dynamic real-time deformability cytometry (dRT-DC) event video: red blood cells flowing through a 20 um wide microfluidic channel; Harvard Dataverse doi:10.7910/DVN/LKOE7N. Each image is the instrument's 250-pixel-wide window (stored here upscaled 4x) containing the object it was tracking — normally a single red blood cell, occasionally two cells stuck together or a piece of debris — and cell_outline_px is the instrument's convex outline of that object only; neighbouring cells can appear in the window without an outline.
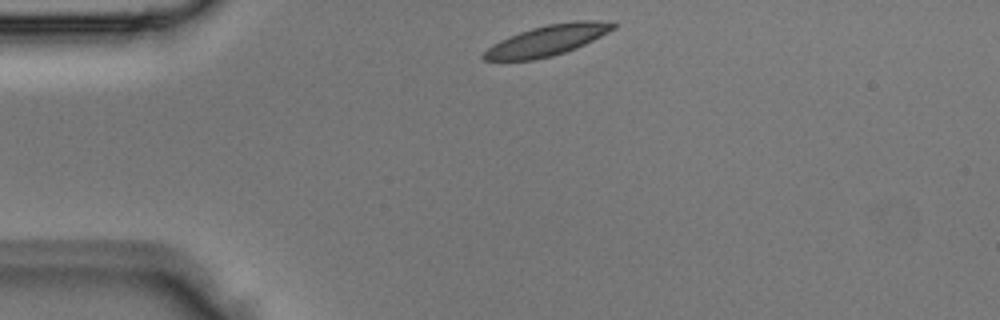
{"species": "Egyptian fruit bat (a non-hibernating species)", "species_latin": "Rousettus aegyptiacus", "temperature_condition": "room temperature", "stored_images_in_passage": 3, "camera_frame_rate_fps": 3000, "um_per_image_px": 0.085, "animal": {"sex": "male"}, "frame": {"image": 1, "passage_image": 1, "time_ms": 0.0, "image_size_px": [1000, 320], "cell_outline_px": [[616, 28], [576, 48], [552, 56], [532, 60], [484, 60], [480, 56], [492, 44], [500, 40], [520, 32], [532, 28], [548, 24], [576, 20], [596, 20], [616, 24]], "centroid_in_image_um": [46.5, 3.43], "position_along_channel_um": 38.5, "area_um2": 22.77}}
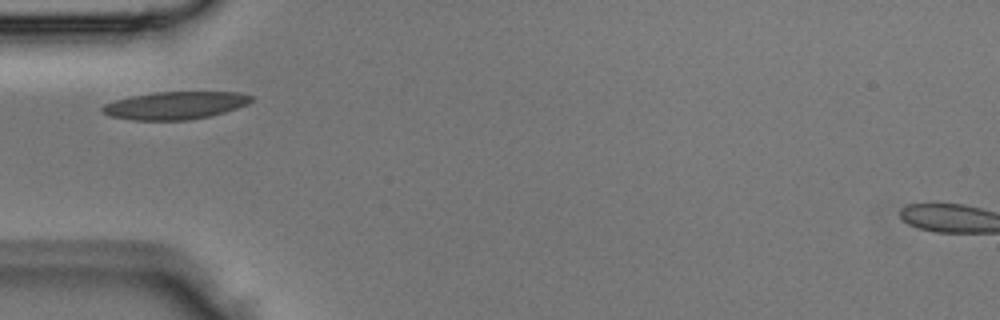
{"frame": {"image": 2, "passage_image": 2, "time_ms": 0.333, "image_size_px": [1000, 320], "cell_outline_px": [[252, 100], [248, 104], [212, 116], [188, 120], [132, 120], [112, 116], [104, 112], [100, 108], [104, 104], [116, 100], [132, 96], [156, 92], [240, 92], [252, 96]], "centroid_in_image_um": [14.92, 8.96], "position_along_channel_um": 70.1, "area_um2": 23.87}}
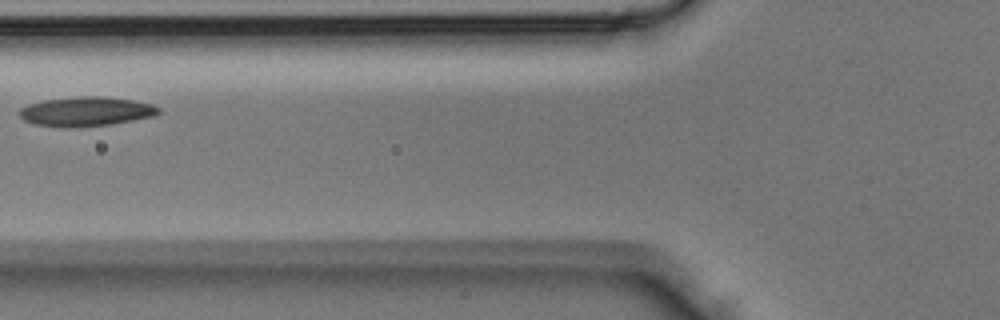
{"frame": {"image": 3, "passage_image": 3, "time_ms": 0.667, "image_size_px": [1000, 320], "cell_outline_px": [[160, 112], [156, 116], [112, 124], [76, 128], [32, 124], [24, 120], [20, 116], [20, 108], [28, 104], [44, 100], [76, 96], [104, 96], [132, 100], [152, 104], [160, 108]], "centroid_in_image_um": [7.33, 9.48], "position_along_channel_um": 118.5, "area_um2": 24.04}}